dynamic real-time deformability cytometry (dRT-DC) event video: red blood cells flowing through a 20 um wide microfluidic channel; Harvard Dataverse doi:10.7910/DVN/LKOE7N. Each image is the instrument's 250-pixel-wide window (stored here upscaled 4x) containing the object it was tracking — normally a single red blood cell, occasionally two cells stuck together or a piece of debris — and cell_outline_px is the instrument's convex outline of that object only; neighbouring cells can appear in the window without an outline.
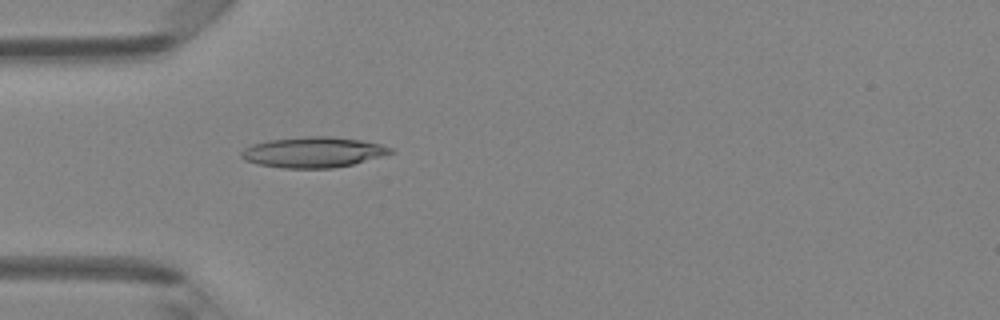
{"species": "Egyptian fruit bat (a non-hibernating species)", "species_latin": "Rousettus aegyptiacus", "temperature_condition": "room temperature", "stored_images_in_passage": 48, "camera_frame_rate_fps": 3000, "um_per_image_px": 0.085, "animal": {"sex": "female"}, "frame": {"image": 1, "passage_image": 15, "time_ms": 4.667, "image_size_px": [1000, 320], "cell_outline_px": [[392, 152], [352, 164], [328, 168], [288, 168], [260, 164], [248, 160], [244, 156], [248, 148], [256, 144], [276, 140], [356, 140], [376, 144], [388, 148]], "centroid_in_image_um": [26.64, 13.02], "position_along_channel_um": 58.4, "area_um2": 23.41}}
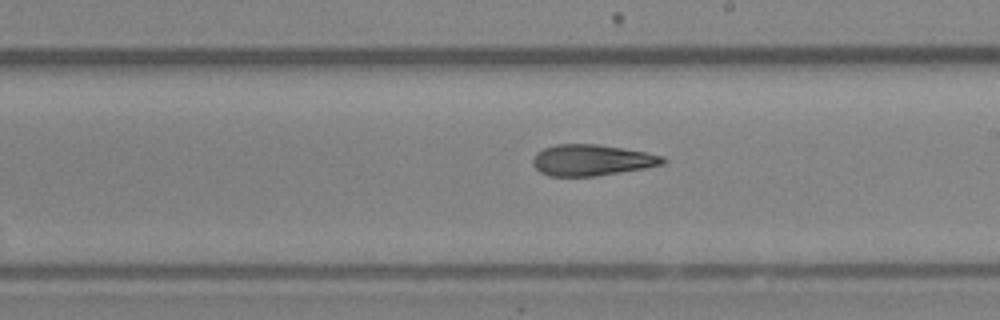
{"frame": {"image": 2, "passage_image": 28, "time_ms": 9.0, "image_size_px": [1000, 320], "cell_outline_px": [[664, 160], [660, 164], [640, 168], [592, 176], [552, 176], [540, 172], [536, 168], [532, 160], [544, 148], [560, 144], [592, 144], [620, 148], [644, 152], [660, 156]], "centroid_in_image_um": [50.22, 13.61], "position_along_channel_um": 238.8, "area_um2": 22.48}}
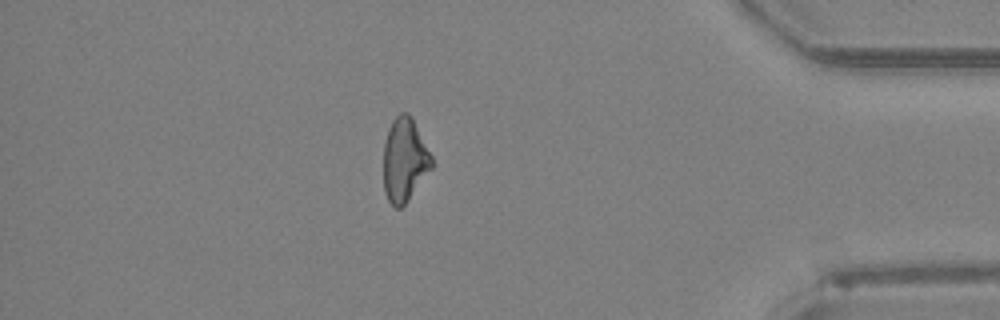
{"frame": {"image": 3, "passage_image": 42, "time_ms": 13.667, "image_size_px": [1000, 320], "cell_outline_px": [[432, 168], [404, 204], [400, 208], [396, 208], [388, 200], [384, 188], [384, 144], [392, 120], [400, 112], [404, 112], [412, 120], [432, 156]], "centroid_in_image_um": [34.37, 13.61], "position_along_channel_um": 400.8, "area_um2": 22.77}, "authors_computed_cell_mechanics": {"area_um2": 22.7732, "velocity_mm_per_s": 4.2685, "shape_relaxation_time_tau1_ms": 5.4681, "shape_relaxation_time_tau2_ms": 2.8435, "deformation_change_tau1": 0.1816, "deformation_change_tau2": 0.1292}}